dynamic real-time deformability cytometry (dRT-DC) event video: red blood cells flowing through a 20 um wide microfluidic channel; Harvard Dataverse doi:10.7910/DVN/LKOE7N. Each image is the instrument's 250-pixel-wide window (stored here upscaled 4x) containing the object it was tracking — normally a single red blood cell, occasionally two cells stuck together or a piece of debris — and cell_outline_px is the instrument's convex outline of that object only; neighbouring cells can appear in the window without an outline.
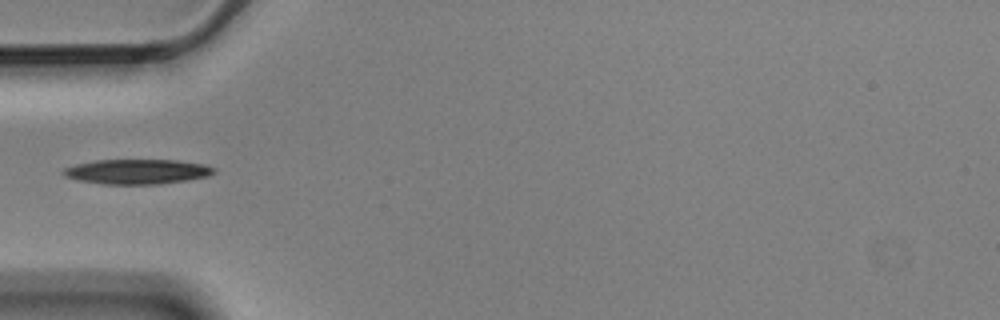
{"species": "Egyptian fruit bat (a non-hibernating species)", "species_latin": "Rousettus aegyptiacus", "temperature_condition": "cold", "stored_images_in_passage": 1, "camera_frame_rate_fps": 3000, "um_per_image_px": 0.085, "animal": {"sex": "male"}, "frame": {"image": 1, "passage_image": 1, "time_ms": 0.0, "image_size_px": [1000, 320], "cell_outline_px": [[216, 172], [208, 176], [160, 184], [100, 184], [80, 180], [64, 176], [60, 172], [64, 168], [76, 164], [96, 160], [176, 160], [208, 164], [216, 168]], "centroid_in_image_um": [11.68, 14.58], "position_along_channel_um": 73.3, "area_um2": 21.91}}